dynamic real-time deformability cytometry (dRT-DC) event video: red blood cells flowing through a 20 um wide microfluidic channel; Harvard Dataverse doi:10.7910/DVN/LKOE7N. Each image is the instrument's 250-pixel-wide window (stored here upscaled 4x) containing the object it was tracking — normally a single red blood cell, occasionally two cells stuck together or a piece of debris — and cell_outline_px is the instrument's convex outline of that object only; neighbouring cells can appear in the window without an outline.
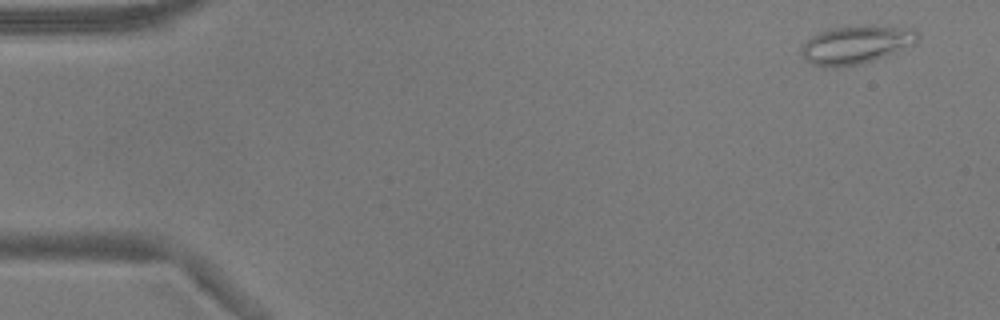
{"species": "common noctule bat (a hibernating species)", "species_latin": "Nyctalus noctula", "temperature_condition": "warm", "stored_images_in_passage": 12, "camera_frame_rate_fps": 3000, "um_per_image_px": 0.085, "animal": {"sex": "male", "body_mass_g": 17.9}, "frame": {"image": 1, "passage_image": 3, "time_ms": 0.667, "image_size_px": [1000, 320], "cell_outline_px": [[920, 40], [916, 44], [884, 56], [872, 60], [856, 64], [812, 64], [800, 56], [800, 48], [812, 36], [820, 32], [832, 28], [872, 24], [876, 24], [912, 28], [920, 36]], "centroid_in_image_um": [72.85, 3.73], "position_along_channel_um": 12.2, "area_um2": 25.49}}